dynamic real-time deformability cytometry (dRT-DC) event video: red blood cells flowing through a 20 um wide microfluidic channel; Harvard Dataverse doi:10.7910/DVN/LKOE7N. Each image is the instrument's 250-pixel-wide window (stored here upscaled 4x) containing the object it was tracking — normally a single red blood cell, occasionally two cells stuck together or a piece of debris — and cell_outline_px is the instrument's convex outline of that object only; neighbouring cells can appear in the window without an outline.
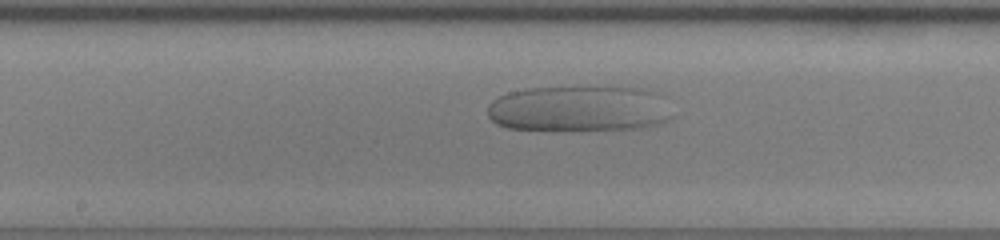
{"species": "human", "species_latin": "Homo sapiens", "temperature_condition": "room temperature", "stored_images_in_passage": 41, "camera_frame_rate_fps": 3000, "um_per_image_px": 0.085, "donor": {"sex": "female"}, "frame": {"image": 1, "passage_image": 18, "time_ms": 5.667, "image_size_px": [1000, 240], "cell_outline_px": [[672, 116], [668, 120], [644, 128], [508, 128], [496, 124], [488, 116], [488, 104], [492, 100], [508, 92], [528, 88], [640, 88], [656, 92]], "centroid_in_image_um": [49.17, 9.22], "position_along_channel_um": 199.0, "area_um2": 47.86}}
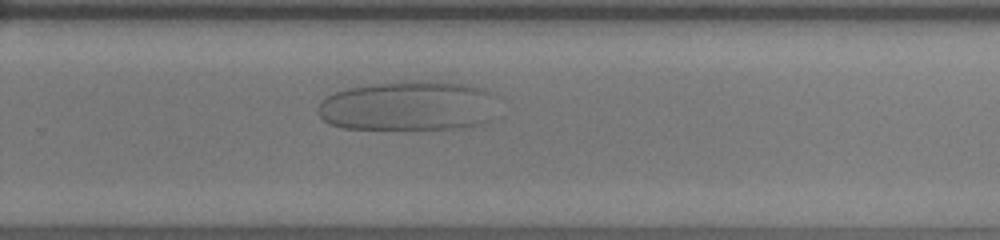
{"frame": {"image": 2, "passage_image": 26, "time_ms": 8.333, "image_size_px": [1000, 240], "cell_outline_px": [[504, 96], [492, 120], [472, 128], [344, 128], [328, 124], [316, 112], [320, 100], [332, 92], [348, 88], [376, 84], [416, 80], [428, 80], [468, 84], [484, 88]], "centroid_in_image_um": [34.88, 8.99], "position_along_channel_um": 294.9, "area_um2": 53.7}}